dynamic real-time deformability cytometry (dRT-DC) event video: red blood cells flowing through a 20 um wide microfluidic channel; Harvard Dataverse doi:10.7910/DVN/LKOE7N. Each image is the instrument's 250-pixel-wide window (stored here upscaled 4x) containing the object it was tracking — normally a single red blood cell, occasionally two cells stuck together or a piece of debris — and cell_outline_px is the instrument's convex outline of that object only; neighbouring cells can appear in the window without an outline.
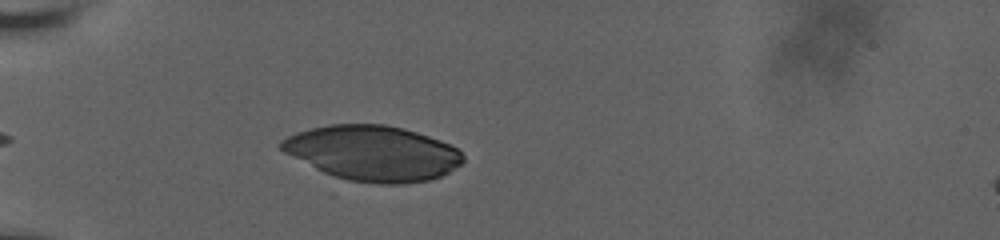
{"species": "human", "species_latin": "Homo sapiens", "temperature_condition": "room temperature", "stored_images_in_passage": 11, "camera_frame_rate_fps": 3000, "um_per_image_px": 0.085, "donor": {"sex": "male"}, "frame": {"image": 1, "passage_image": 7, "time_ms": 5.667, "image_size_px": [1000, 240], "cell_outline_px": [[464, 160], [460, 164], [448, 172], [440, 176], [428, 180], [404, 184], [376, 184], [340, 180], [284, 152], [276, 144], [280, 140], [296, 132], [328, 124], [384, 124], [404, 128], [440, 140], [456, 148], [464, 156]], "centroid_in_image_um": [31.66, 13.02], "position_along_channel_um": 53.3, "area_um2": 58.49}}
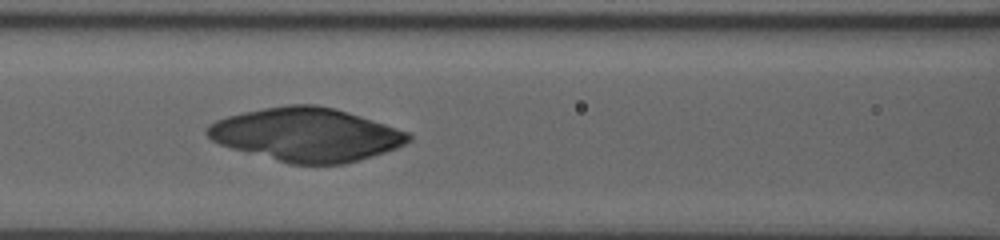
{"frame": {"image": 2, "passage_image": 10, "time_ms": 8.667, "image_size_px": [1000, 240], "cell_outline_px": [[412, 140], [396, 148], [372, 156], [344, 164], [288, 164], [232, 148], [220, 144], [212, 140], [204, 132], [204, 128], [208, 124], [216, 120], [228, 116], [244, 112], [264, 108], [288, 104], [316, 104], [348, 112], [408, 132], [412, 136]], "centroid_in_image_um": [26.01, 11.44], "position_along_channel_um": 140.6, "area_um2": 62.42}}
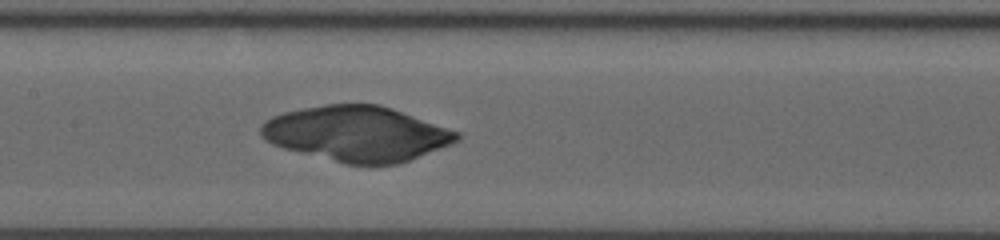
{"frame": {"image": 3, "passage_image": 11, "time_ms": 9.667, "image_size_px": [1000, 240], "cell_outline_px": [[460, 140], [452, 144], [400, 164], [344, 164], [284, 148], [272, 144], [260, 132], [260, 124], [264, 120], [272, 116], [284, 112], [324, 104], [380, 104], [392, 108], [460, 132]], "centroid_in_image_um": [30.35, 11.36], "position_along_channel_um": 177.1, "area_um2": 63.0}}